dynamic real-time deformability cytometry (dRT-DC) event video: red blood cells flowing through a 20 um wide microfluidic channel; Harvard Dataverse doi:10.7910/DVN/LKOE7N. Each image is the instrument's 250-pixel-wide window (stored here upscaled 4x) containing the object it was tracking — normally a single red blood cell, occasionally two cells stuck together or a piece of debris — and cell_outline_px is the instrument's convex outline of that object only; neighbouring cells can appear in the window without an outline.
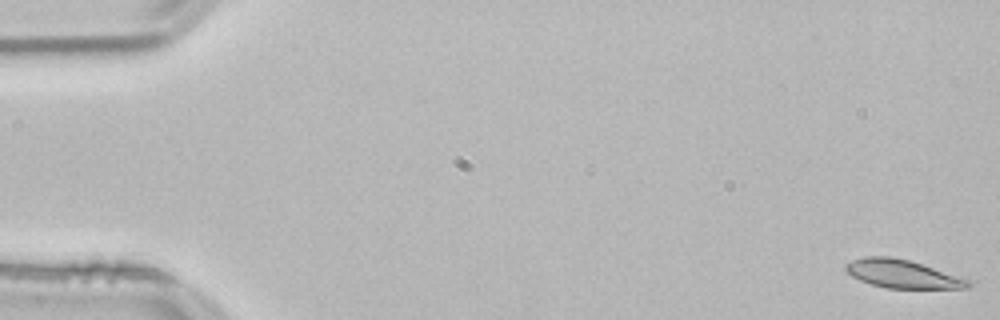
{"species": "common noctule bat (a hibernating species)", "species_latin": "Nyctalus noctula", "temperature_condition": "room temperature", "stored_images_in_passage": 53, "camera_frame_rate_fps": 3000, "um_per_image_px": 0.085, "animal": {"sex": "male", "body_mass_g": 21.5, "forearm_length_mm": 52.0}, "frame": {"image": 1, "passage_image": 1, "time_ms": 0.0, "image_size_px": [1000, 320], "cell_outline_px": [[972, 284], [968, 288], [888, 288], [872, 284], [860, 280], [852, 276], [844, 268], [844, 264], [852, 260], [864, 256], [888, 256], [908, 260], [968, 280]], "centroid_in_image_um": [76.62, 23.28], "position_along_channel_um": 8.4, "area_um2": 19.65}}
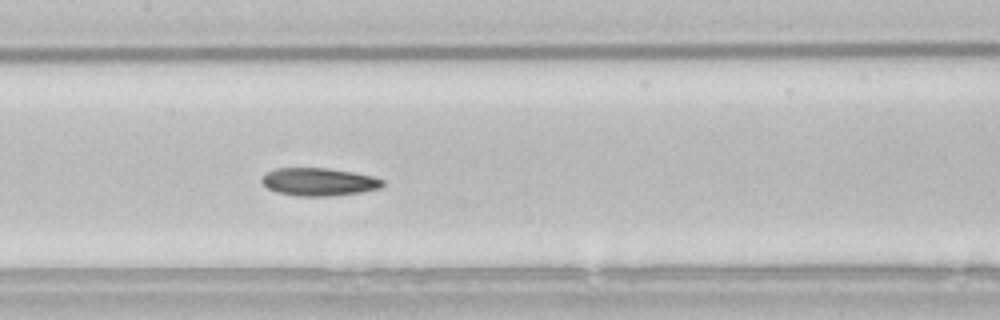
{"frame": {"image": 2, "passage_image": 26, "time_ms": 8.333, "image_size_px": [1000, 320], "cell_outline_px": [[384, 184], [380, 188], [360, 192], [328, 196], [296, 196], [276, 192], [268, 188], [260, 180], [268, 172], [276, 168], [328, 168], [352, 172], [372, 176], [384, 180]], "centroid_in_image_um": [27.1, 15.46], "position_along_channel_um": 180.3, "area_um2": 19.48}}
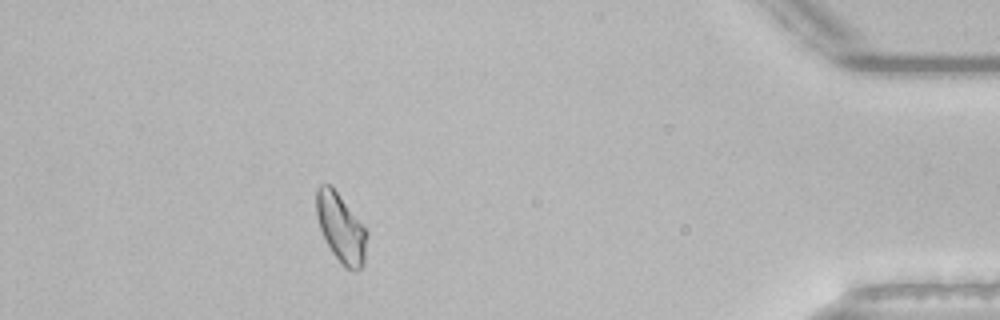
{"frame": {"image": 3, "passage_image": 48, "time_ms": 15.667, "image_size_px": [1000, 320], "cell_outline_px": [[364, 264], [356, 272], [352, 272], [344, 268], [332, 252], [320, 228], [316, 216], [316, 188], [320, 184], [332, 184], [364, 228]], "centroid_in_image_um": [28.92, 19.36], "position_along_channel_um": 406.3, "area_um2": 19.77}, "authors_computed_cell_mechanics": {"area_um2": 19.941, "velocity_mm_per_s": 3.8009, "shape_relaxation_time_tau1_ms": 6.1097, "shape_relaxation_time_tau2_ms": null, "deformation_change_tau1": 0.1435, "deformation_change_tau2": null}}